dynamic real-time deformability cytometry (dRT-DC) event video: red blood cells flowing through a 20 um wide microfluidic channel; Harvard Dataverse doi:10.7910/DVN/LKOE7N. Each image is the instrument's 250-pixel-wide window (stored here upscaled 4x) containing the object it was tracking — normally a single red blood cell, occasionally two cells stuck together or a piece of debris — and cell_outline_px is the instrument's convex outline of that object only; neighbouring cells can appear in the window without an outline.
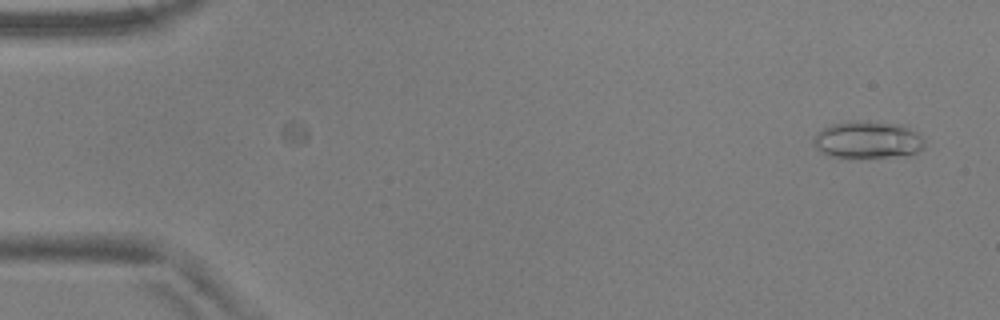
{"species": "common noctule bat (a hibernating species)", "species_latin": "Nyctalus noctula", "temperature_condition": "warm", "stored_images_in_passage": 52, "camera_frame_rate_fps": 3000, "um_per_image_px": 0.085, "animal": {"sex": "male", "body_mass_g": 17.9, "forearm_length_mm": 54.2}, "frame": {"image": 1, "passage_image": 1, "time_ms": 0.0, "image_size_px": [1000, 320], "cell_outline_px": [[924, 148], [916, 152], [888, 156], [828, 156], [820, 152], [812, 144], [812, 136], [816, 132], [832, 124], [904, 124], [916, 132], [924, 140]], "centroid_in_image_um": [73.71, 11.91], "position_along_channel_um": 11.3, "area_um2": 22.77}}
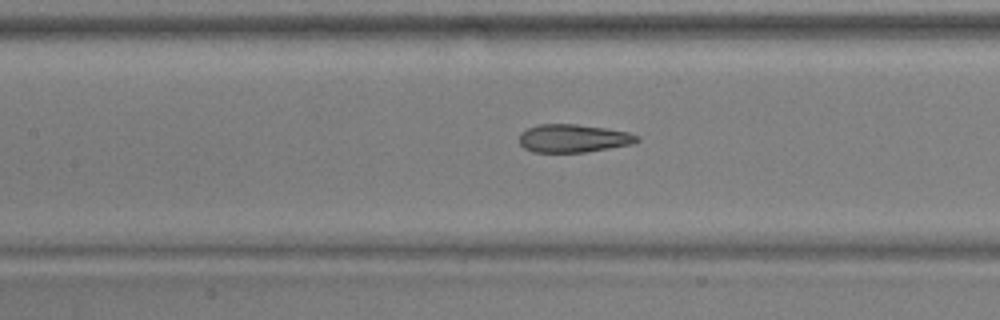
{"frame": {"image": 2, "passage_image": 23, "time_ms": 7.333, "image_size_px": [1000, 320], "cell_outline_px": [[640, 140], [632, 144], [584, 152], [532, 152], [524, 148], [520, 144], [520, 132], [528, 128], [540, 124], [576, 124], [604, 128], [628, 132], [640, 136]], "centroid_in_image_um": [48.72, 11.76], "position_along_channel_um": 158.7, "area_um2": 19.19}}
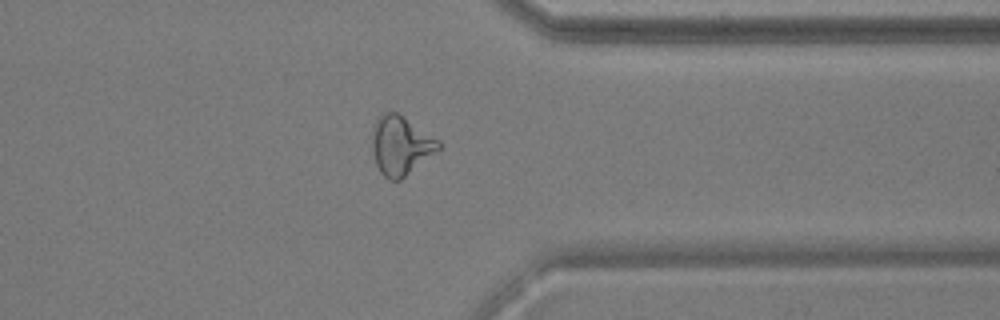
{"frame": {"image": 3, "passage_image": 41, "time_ms": 13.333, "image_size_px": [1000, 320], "cell_outline_px": [[440, 148], [436, 152], [400, 180], [388, 180], [380, 172], [376, 164], [372, 152], [372, 124], [380, 112], [396, 112], [440, 140]], "centroid_in_image_um": [34.02, 12.35], "position_along_channel_um": 377.4, "area_um2": 22.89}, "authors_computed_cell_mechanics": {"area_um2": 20.9814, "velocity_mm_per_s": 3.726, "shape_relaxation_time_tau1_ms": null, "shape_relaxation_time_tau2_ms": 1.4286, "deformation_change_tau1": null, "deformation_change_tau2": 0.0917}}